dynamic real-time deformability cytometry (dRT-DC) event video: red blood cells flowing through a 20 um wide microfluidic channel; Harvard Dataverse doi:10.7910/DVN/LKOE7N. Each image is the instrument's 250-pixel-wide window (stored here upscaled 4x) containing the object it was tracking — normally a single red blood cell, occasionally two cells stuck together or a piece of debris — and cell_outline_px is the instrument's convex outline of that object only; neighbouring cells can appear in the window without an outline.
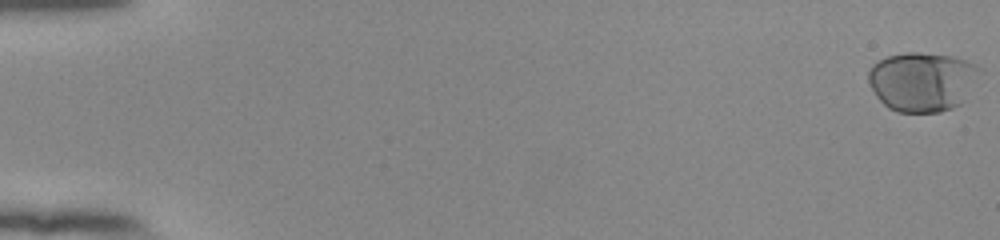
{"species": "human", "species_latin": "Homo sapiens", "temperature_condition": "room temperature", "stored_images_in_passage": 55, "camera_frame_rate_fps": 3000, "um_per_image_px": 0.085, "donor": {"sex": "female"}, "frame": {"image": 1, "passage_image": 1, "time_ms": 0.0, "image_size_px": [1000, 240], "cell_outline_px": [[984, 68], [960, 104], [952, 108], [940, 112], [896, 112], [888, 108], [876, 96], [868, 80], [868, 72], [872, 64], [888, 56], [908, 52], [916, 52], [952, 56], [976, 64]], "centroid_in_image_um": [78.39, 6.93], "position_along_channel_um": 6.6, "area_um2": 38.49}}
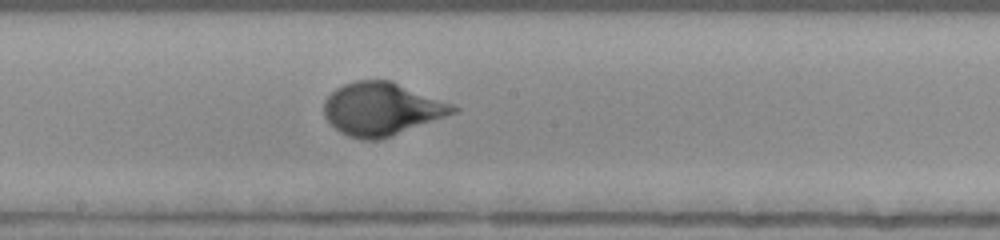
{"frame": {"image": 2, "passage_image": 32, "time_ms": 10.333, "image_size_px": [1000, 240], "cell_outline_px": [[460, 108], [456, 112], [392, 136], [380, 140], [360, 140], [348, 136], [340, 132], [324, 116], [324, 100], [336, 88], [344, 84], [356, 80], [392, 80], [456, 104]], "centroid_in_image_um": [32.47, 9.25], "position_along_channel_um": 215.7, "area_um2": 40.11}}
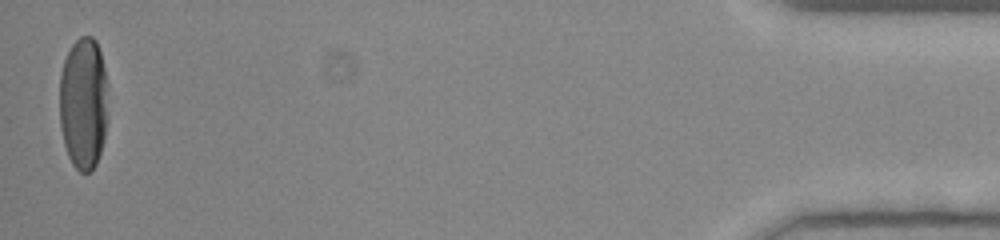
{"frame": {"image": 3, "passage_image": 55, "time_ms": 18.0, "image_size_px": [1000, 240], "cell_outline_px": [[108, 84], [104, 136], [100, 152], [96, 164], [88, 172], [80, 172], [72, 164], [68, 156], [64, 144], [60, 124], [60, 72], [64, 60], [72, 44], [80, 36], [92, 36], [96, 40], [100, 52]], "centroid_in_image_um": [7.08, 8.75], "position_along_channel_um": 428.1, "area_um2": 37.4}, "authors_computed_cell_mechanics": {"area_um2": 37.4544, "velocity_mm_per_s": 3.8466, "shape_relaxation_time_tau1_ms": 3.886, "shape_relaxation_time_tau2_ms": null, "deformation_change_tau1": 0.1961, "deformation_change_tau2": null}}